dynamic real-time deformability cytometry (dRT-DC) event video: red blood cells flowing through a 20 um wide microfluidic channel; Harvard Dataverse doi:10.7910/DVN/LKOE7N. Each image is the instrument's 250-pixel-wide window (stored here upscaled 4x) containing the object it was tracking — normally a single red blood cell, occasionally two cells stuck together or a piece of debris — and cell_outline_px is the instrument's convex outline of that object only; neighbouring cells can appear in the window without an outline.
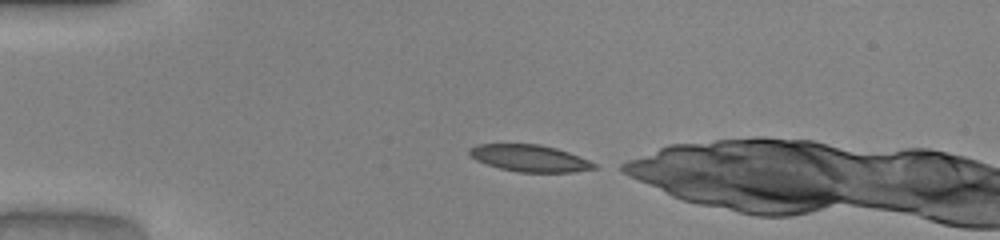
{"species": "common noctule bat (a hibernating species)", "species_latin": "Nyctalus noctula", "temperature_condition": "warm", "stored_images_in_passage": 33, "camera_frame_rate_fps": 3000, "um_per_image_px": 0.085, "animal": {"sex": "male", "body_mass_g": 20.0, "forearm_length_mm": 53.3}, "frame": {"image": 1, "passage_image": 1, "time_ms": 0.0, "image_size_px": [1000, 240], "cell_outline_px": [[596, 168], [572, 172], [520, 172], [500, 168], [476, 160], [468, 152], [468, 148], [476, 144], [540, 144], [556, 148], [568, 152], [588, 160], [596, 164]], "centroid_in_image_um": [45.0, 13.44], "position_along_channel_um": 40.0, "area_um2": 19.31}}
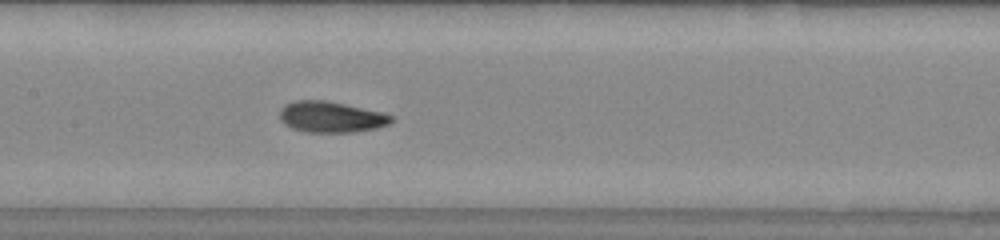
{"frame": {"image": 2, "passage_image": 14, "time_ms": 4.333, "image_size_px": [1000, 240], "cell_outline_px": [[392, 120], [388, 124], [376, 128], [352, 132], [308, 132], [292, 128], [284, 124], [280, 120], [280, 108], [284, 104], [296, 100], [324, 100], [344, 104], [380, 112], [392, 116]], "centroid_in_image_um": [28.08, 9.94], "position_along_channel_um": 179.3, "area_um2": 19.94}}
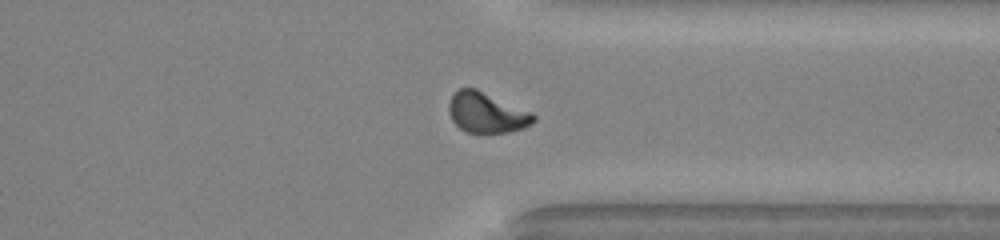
{"frame": {"image": 3, "passage_image": 28, "time_ms": 9.0, "image_size_px": [1000, 240], "cell_outline_px": [[536, 120], [532, 124], [524, 128], [508, 132], [480, 136], [464, 132], [452, 120], [448, 112], [448, 104], [452, 96], [460, 88], [476, 88], [532, 112], [536, 116]], "centroid_in_image_um": [41.37, 9.63], "position_along_channel_um": 370.0, "area_um2": 20.58}, "authors_computed_cell_mechanics": {"area_um2": 19.7098, "velocity_mm_per_s": 4.0934, "shape_relaxation_time_tau1_ms": 2.661, "shape_relaxation_time_tau2_ms": 1.1962, "deformation_change_tau1": 0.1588, "deformation_change_tau2": 0.0657}}